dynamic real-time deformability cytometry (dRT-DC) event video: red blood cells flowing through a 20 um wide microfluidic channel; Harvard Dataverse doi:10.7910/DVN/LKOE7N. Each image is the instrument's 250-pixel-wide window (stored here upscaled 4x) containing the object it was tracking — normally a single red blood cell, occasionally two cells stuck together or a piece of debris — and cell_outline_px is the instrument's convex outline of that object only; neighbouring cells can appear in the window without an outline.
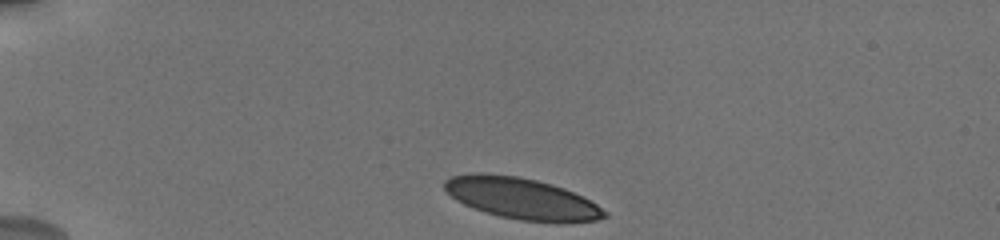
{"species": "human", "species_latin": "Homo sapiens", "temperature_condition": "cold", "stored_images_in_passage": 13, "camera_frame_rate_fps": 3000, "um_per_image_px": 0.085, "donor": {"sex": "male"}, "frame": {"image": 1, "passage_image": 1, "time_ms": 0.0, "image_size_px": [1000, 240], "cell_outline_px": [[608, 216], [596, 220], [520, 220], [500, 216], [464, 204], [456, 200], [444, 188], [444, 180], [452, 176], [472, 172], [484, 172], [520, 176], [552, 184], [564, 188], [584, 196], [608, 212]], "centroid_in_image_um": [44.3, 16.81], "position_along_channel_um": 40.7, "area_um2": 37.86}}
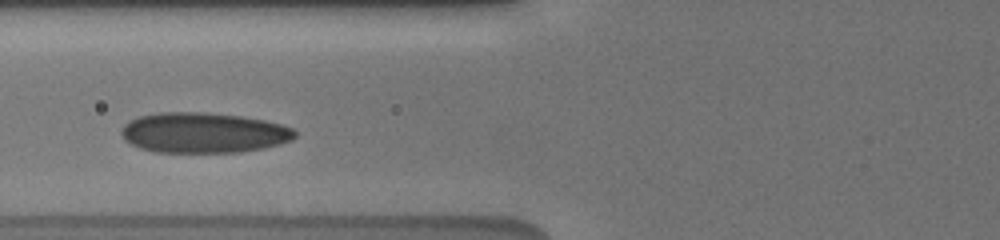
{"frame": {"image": 2, "passage_image": 7, "time_ms": 3.333, "image_size_px": [1000, 240], "cell_outline_px": [[296, 136], [292, 140], [280, 144], [264, 148], [240, 152], [156, 152], [140, 148], [124, 140], [120, 132], [124, 124], [128, 120], [140, 116], [160, 112], [204, 112], [240, 116], [264, 120], [280, 124], [292, 128], [296, 132]], "centroid_in_image_um": [17.28, 11.28], "position_along_channel_um": 108.5, "area_um2": 40.92}}
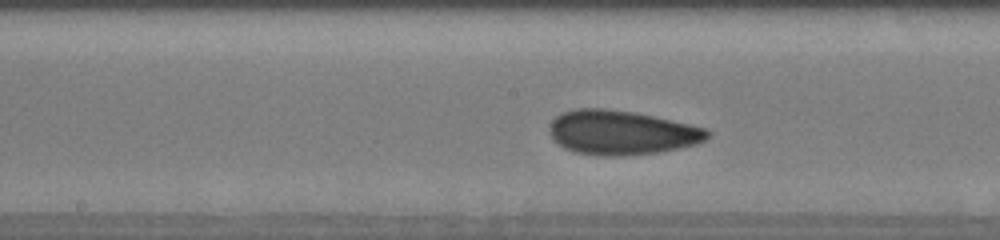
{"frame": {"image": 3, "passage_image": 13, "time_ms": 5.667, "image_size_px": [1000, 240], "cell_outline_px": [[712, 132], [704, 140], [696, 144], [680, 148], [660, 152], [620, 156], [596, 156], [576, 152], [564, 148], [552, 140], [548, 132], [548, 124], [560, 112], [576, 108], [604, 108], [636, 112], [688, 124], [704, 128]], "centroid_in_image_um": [52.75, 11.26], "position_along_channel_um": 195.4, "area_um2": 41.21}}